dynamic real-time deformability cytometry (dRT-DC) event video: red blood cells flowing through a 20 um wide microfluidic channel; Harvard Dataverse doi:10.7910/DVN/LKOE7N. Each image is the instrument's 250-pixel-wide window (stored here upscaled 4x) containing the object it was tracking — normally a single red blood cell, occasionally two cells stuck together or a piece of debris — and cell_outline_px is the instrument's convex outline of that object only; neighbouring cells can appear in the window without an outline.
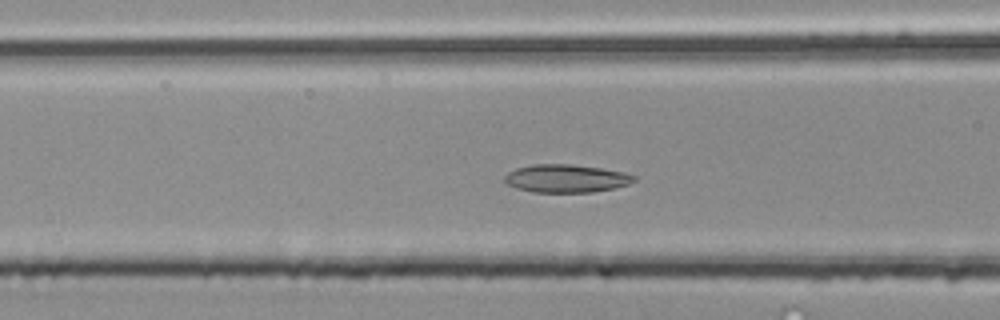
{"species": "common noctule bat (a hibernating species)", "species_latin": "Nyctalus noctula", "temperature_condition": "room temperature", "stored_images_in_passage": 40, "camera_frame_rate_fps": 3000, "um_per_image_px": 0.085, "animal": {"sex": "male", "body_mass_g": 20.4}, "frame": {"image": 1, "passage_image": 8, "time_ms": 2.333, "image_size_px": [1000, 320], "cell_outline_px": [[636, 180], [628, 184], [612, 188], [592, 192], [532, 192], [516, 188], [508, 184], [504, 180], [504, 176], [508, 172], [516, 168], [532, 164], [572, 164], [600, 168], [624, 172], [636, 176]], "centroid_in_image_um": [48.1, 15.16], "position_along_channel_um": 118.5, "area_um2": 21.1}}
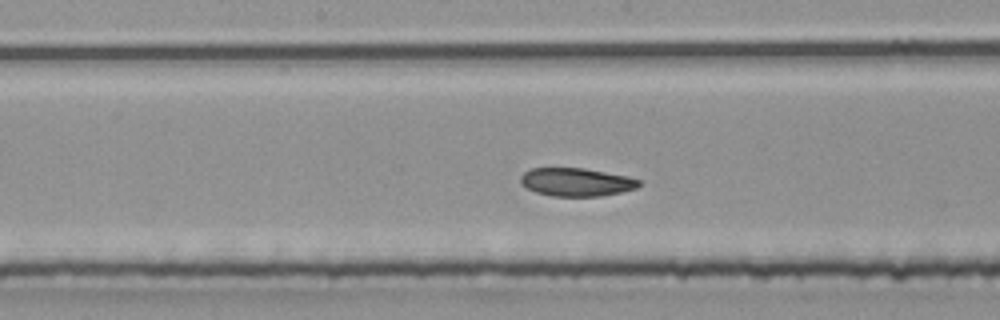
{"frame": {"image": 2, "passage_image": 14, "time_ms": 4.333, "image_size_px": [1000, 320], "cell_outline_px": [[640, 184], [636, 188], [620, 192], [600, 196], [552, 196], [536, 192], [520, 184], [520, 176], [524, 172], [532, 168], [584, 168], [628, 176], [640, 180]], "centroid_in_image_um": [48.97, 15.47], "position_along_channel_um": 199.2, "area_um2": 19.42}}
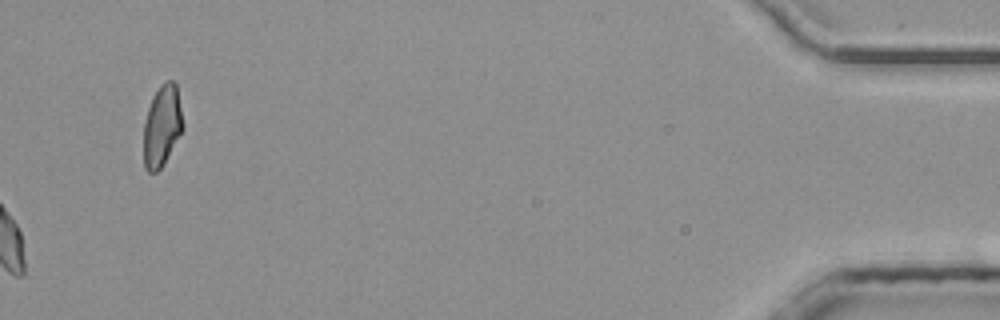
{"frame": {"image": 3, "passage_image": 40, "time_ms": 13.0, "image_size_px": [1000, 320], "cell_outline_px": [[184, 128], [160, 168], [156, 172], [148, 172], [144, 168], [144, 124], [148, 108], [160, 84], [164, 80], [172, 80], [176, 84], [184, 124]], "centroid_in_image_um": [13.78, 10.68], "position_along_channel_um": 421.4, "area_um2": 18.38}, "authors_computed_cell_mechanics": {"area_um2": 20.0566, "velocity_mm_per_s": 4.0368, "shape_relaxation_time_tau1_ms": null, "shape_relaxation_time_tau2_ms": 3.8394, "deformation_change_tau1": null, "deformation_change_tau2": 0.0897}}